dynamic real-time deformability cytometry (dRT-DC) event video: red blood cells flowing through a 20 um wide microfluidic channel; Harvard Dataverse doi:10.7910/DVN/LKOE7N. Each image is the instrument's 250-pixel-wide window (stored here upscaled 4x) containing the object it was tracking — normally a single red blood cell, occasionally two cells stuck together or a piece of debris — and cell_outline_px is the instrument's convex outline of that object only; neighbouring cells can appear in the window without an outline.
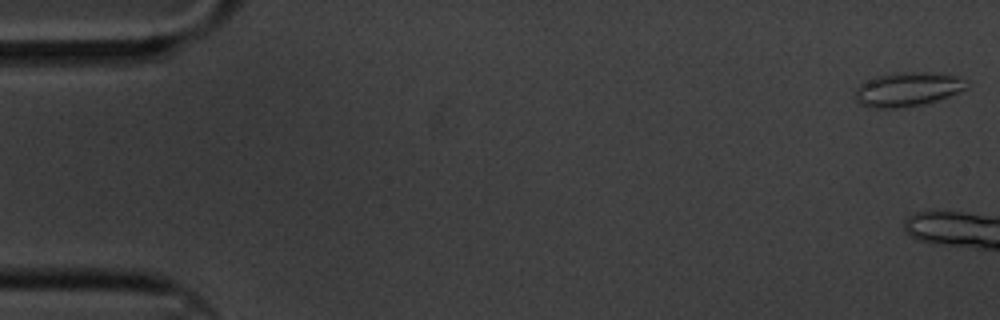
{"species": "common noctule bat (a hibernating species)", "species_latin": "Nyctalus noctula", "temperature_condition": "cold", "stored_images_in_passage": 6, "camera_frame_rate_fps": 3000, "um_per_image_px": 0.085, "animal": {"sex": "male", "body_mass_g": 20.1, "forearm_length_mm": 53.5}, "frame": {"image": 1, "passage_image": 1, "time_ms": 0.0, "image_size_px": [1000, 320], "cell_outline_px": [[968, 84], [964, 88], [948, 96], [924, 104], [896, 108], [876, 108], [860, 104], [852, 96], [856, 88], [860, 84], [876, 76], [896, 72], [932, 72], [956, 76]], "centroid_in_image_um": [77.06, 7.58], "position_along_channel_um": 7.9, "area_um2": 21.96}}